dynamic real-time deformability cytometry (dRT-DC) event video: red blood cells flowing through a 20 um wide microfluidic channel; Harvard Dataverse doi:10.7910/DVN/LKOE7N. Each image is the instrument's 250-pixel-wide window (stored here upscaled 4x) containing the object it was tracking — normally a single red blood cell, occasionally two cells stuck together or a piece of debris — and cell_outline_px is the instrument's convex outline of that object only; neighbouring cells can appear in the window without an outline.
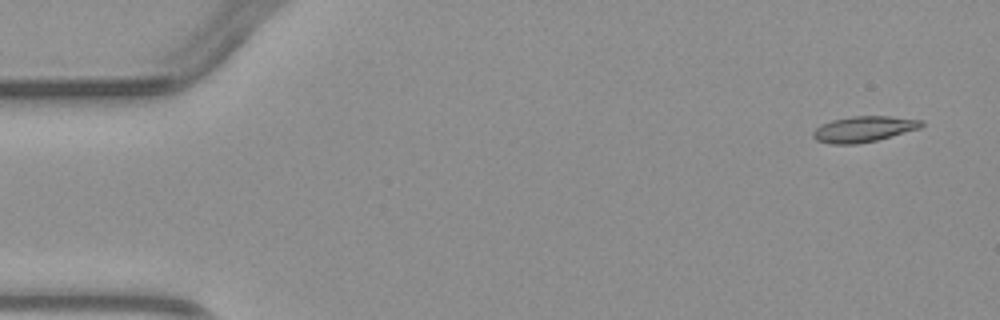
{"species": "common noctule bat (a hibernating species)", "species_latin": "Nyctalus noctula", "temperature_condition": "warm", "stored_images_in_passage": 4, "camera_frame_rate_fps": 3000, "um_per_image_px": 0.085, "animal": {"sex": "male", "body_mass_g": 23.1, "forearm_length_mm": 52.7}, "frame": {"image": 1, "passage_image": 1, "time_ms": 0.0, "image_size_px": [1000, 320], "cell_outline_px": [[924, 124], [920, 128], [876, 140], [856, 144], [832, 144], [816, 140], [812, 136], [812, 132], [820, 124], [832, 120], [852, 116], [888, 116], [924, 120]], "centroid_in_image_um": [73.4, 10.96], "position_along_channel_um": 11.6, "area_um2": 16.24}}
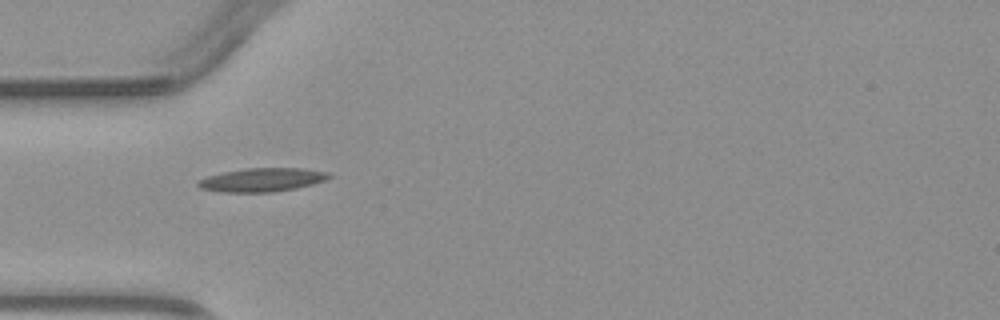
{"frame": {"image": 2, "passage_image": 4, "time_ms": 4.0, "image_size_px": [1000, 320], "cell_outline_px": [[332, 176], [324, 180], [312, 184], [296, 188], [272, 192], [224, 192], [200, 188], [196, 184], [196, 180], [208, 176], [224, 172], [244, 168], [300, 168], [328, 172]], "centroid_in_image_um": [22.25, 15.28], "position_along_channel_um": 62.8, "area_um2": 17.92}}